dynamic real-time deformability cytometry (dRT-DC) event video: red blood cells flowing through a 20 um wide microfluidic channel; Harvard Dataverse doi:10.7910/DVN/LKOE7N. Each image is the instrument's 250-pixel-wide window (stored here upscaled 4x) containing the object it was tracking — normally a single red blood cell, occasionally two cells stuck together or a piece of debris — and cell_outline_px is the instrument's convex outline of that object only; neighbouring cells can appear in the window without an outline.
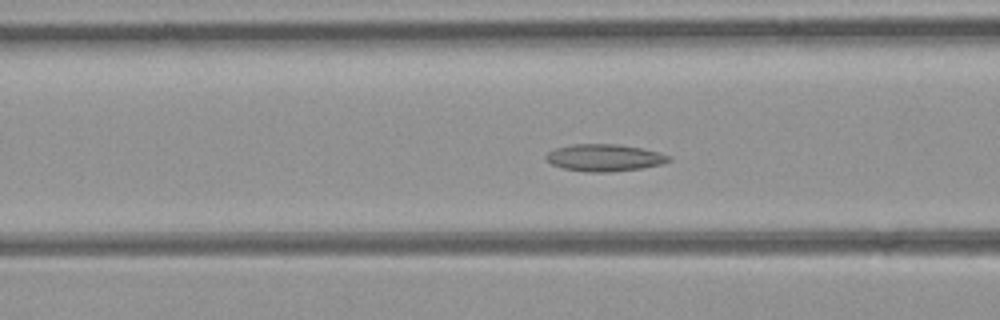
{"species": "common noctule bat (a hibernating species)", "species_latin": "Nyctalus noctula", "temperature_condition": "room temperature", "stored_images_in_passage": 38, "camera_frame_rate_fps": 3000, "um_per_image_px": 0.085, "animal": {"sex": "female", "body_mass_g": 21.9}, "frame": {"image": 1, "passage_image": 15, "time_ms": 4.667, "image_size_px": [1000, 320], "cell_outline_px": [[672, 160], [664, 164], [640, 168], [612, 172], [588, 172], [564, 168], [552, 164], [544, 160], [544, 156], [548, 152], [556, 148], [572, 144], [616, 144], [640, 148], [660, 152], [672, 156]], "centroid_in_image_um": [51.39, 13.4], "position_along_channel_um": 115.2, "area_um2": 19.48}}
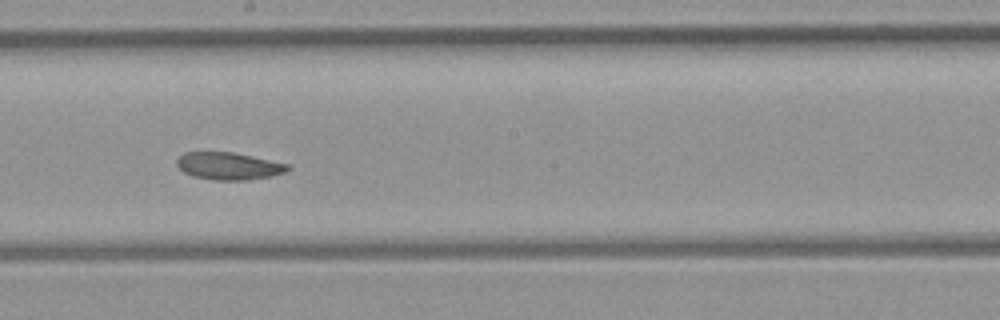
{"frame": {"image": 2, "passage_image": 23, "time_ms": 7.333, "image_size_px": [1000, 320], "cell_outline_px": [[292, 168], [284, 172], [268, 176], [248, 180], [212, 180], [192, 176], [184, 172], [176, 164], [176, 160], [184, 152], [232, 152], [288, 164]], "centroid_in_image_um": [19.4, 14.11], "position_along_channel_um": 228.8, "area_um2": 17.51}}
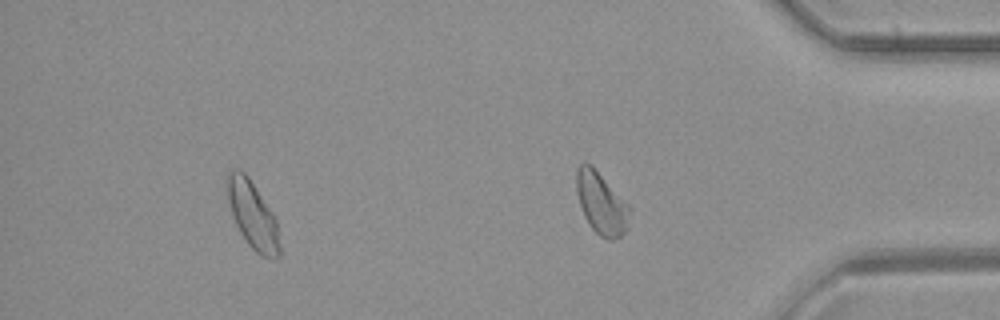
{"frame": {"image": 3, "passage_image": 35, "time_ms": 11.333, "image_size_px": [1000, 320], "cell_outline_px": [[280, 256], [260, 256], [248, 244], [240, 232], [236, 224], [228, 200], [228, 168], [240, 168], [248, 176], [272, 212], [276, 220], [280, 248]], "centroid_in_image_um": [21.46, 18.24], "position_along_channel_um": 413.7, "area_um2": 20.11}, "authors_computed_cell_mechanics": {"area_um2": 19.1896, "velocity_mm_per_s": 4.2566, "shape_relaxation_time_tau1_ms": 10.2635, "shape_relaxation_time_tau2_ms": 8.0979, "deformation_change_tau1": 0.1745, "deformation_change_tau2": 0.1345}}